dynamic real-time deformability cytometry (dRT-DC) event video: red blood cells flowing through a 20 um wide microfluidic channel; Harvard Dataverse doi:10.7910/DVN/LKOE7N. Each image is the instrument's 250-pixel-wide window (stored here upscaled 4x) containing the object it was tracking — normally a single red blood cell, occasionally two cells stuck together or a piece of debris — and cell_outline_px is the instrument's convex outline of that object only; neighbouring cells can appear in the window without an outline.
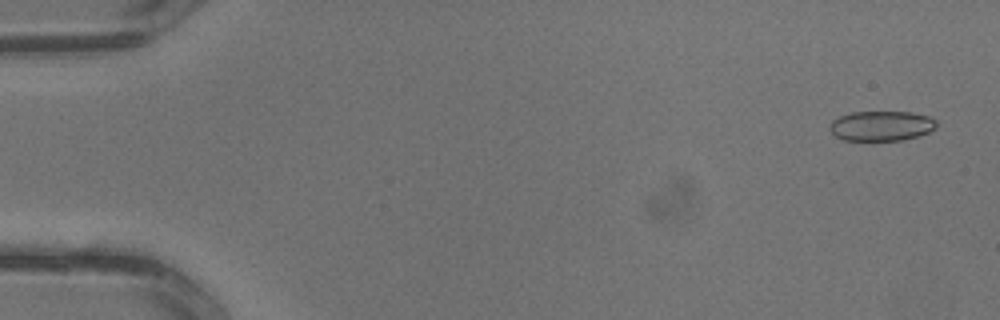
{"species": "common noctule bat (a hibernating species)", "species_latin": "Nyctalus noctula", "temperature_condition": "warm", "stored_images_in_passage": 3, "camera_frame_rate_fps": 3000, "um_per_image_px": 0.085, "animal": {"sex": "male", "body_mass_g": 13.3}, "frame": {"image": 1, "passage_image": 1, "time_ms": 0.0, "image_size_px": [1000, 320], "cell_outline_px": [[936, 128], [928, 132], [904, 140], [844, 140], [836, 136], [828, 128], [832, 120], [840, 116], [852, 112], [912, 112], [928, 116], [936, 120]], "centroid_in_image_um": [74.91, 10.69], "position_along_channel_um": 10.1, "area_um2": 18.55}}
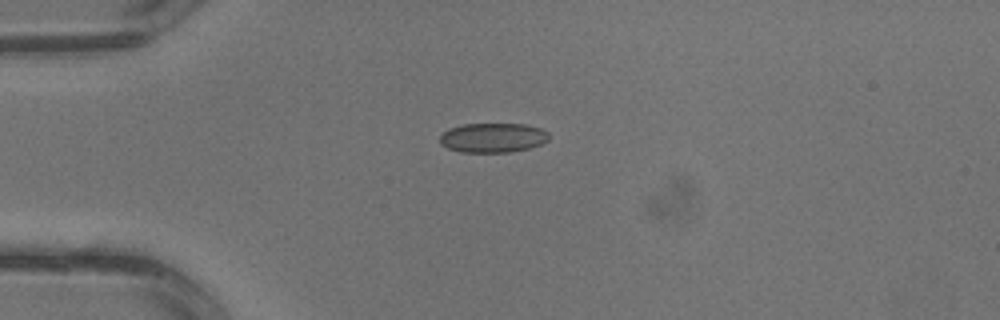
{"frame": {"image": 2, "passage_image": 3, "time_ms": 0.667, "image_size_px": [1000, 320], "cell_outline_px": [[548, 140], [540, 144], [528, 148], [512, 152], [460, 152], [448, 148], [440, 144], [440, 136], [448, 128], [464, 124], [524, 124], [540, 128], [548, 132]], "centroid_in_image_um": [41.87, 11.7], "position_along_channel_um": 43.1, "area_um2": 18.73}}